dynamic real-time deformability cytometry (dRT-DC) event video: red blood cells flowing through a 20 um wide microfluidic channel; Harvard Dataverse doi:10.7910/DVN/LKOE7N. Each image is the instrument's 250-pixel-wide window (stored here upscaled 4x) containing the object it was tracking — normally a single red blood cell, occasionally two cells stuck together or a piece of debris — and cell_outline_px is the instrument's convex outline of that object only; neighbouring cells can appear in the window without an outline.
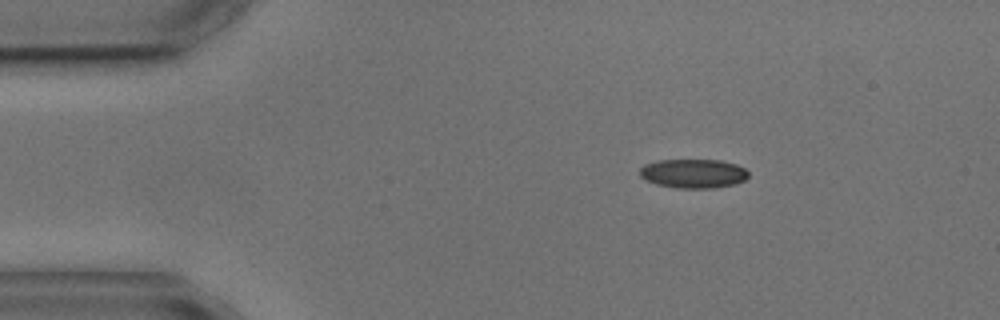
{"species": "common noctule bat (a hibernating species)", "species_latin": "Nyctalus noctula", "temperature_condition": "cold", "stored_images_in_passage": 4, "segment_of_instrument_passage": [1, 2], "camera_frame_rate_fps": 3000, "um_per_image_px": 0.085, "animal": {"sex": "male", "body_mass_g": 17.9, "forearm_length_mm": 54.2}, "frame": {"image": 1, "passage_image": 1, "time_ms": 0.0, "image_size_px": [1000, 320], "cell_outline_px": [[748, 176], [744, 180], [736, 184], [712, 188], [676, 188], [656, 184], [644, 180], [640, 176], [640, 168], [644, 164], [660, 160], [720, 160], [736, 164], [744, 168], [748, 172]], "centroid_in_image_um": [58.92, 14.75], "position_along_channel_um": 26.1, "area_um2": 18.5}}
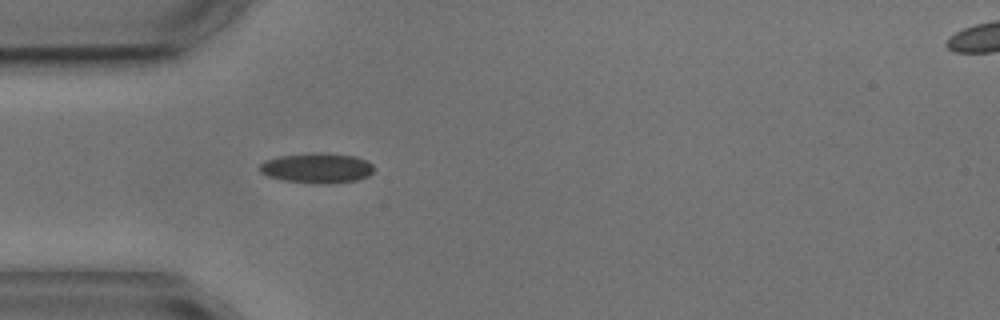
{"frame": {"image": 2, "passage_image": 3, "time_ms": 2.333, "image_size_px": [1000, 320], "cell_outline_px": [[372, 172], [368, 176], [356, 180], [328, 184], [324, 184], [280, 180], [268, 176], [260, 172], [260, 164], [264, 160], [280, 156], [312, 152], [320, 152], [356, 156], [368, 160], [372, 164]], "centroid_in_image_um": [26.93, 14.27], "position_along_channel_um": 58.1, "area_um2": 20.17}}